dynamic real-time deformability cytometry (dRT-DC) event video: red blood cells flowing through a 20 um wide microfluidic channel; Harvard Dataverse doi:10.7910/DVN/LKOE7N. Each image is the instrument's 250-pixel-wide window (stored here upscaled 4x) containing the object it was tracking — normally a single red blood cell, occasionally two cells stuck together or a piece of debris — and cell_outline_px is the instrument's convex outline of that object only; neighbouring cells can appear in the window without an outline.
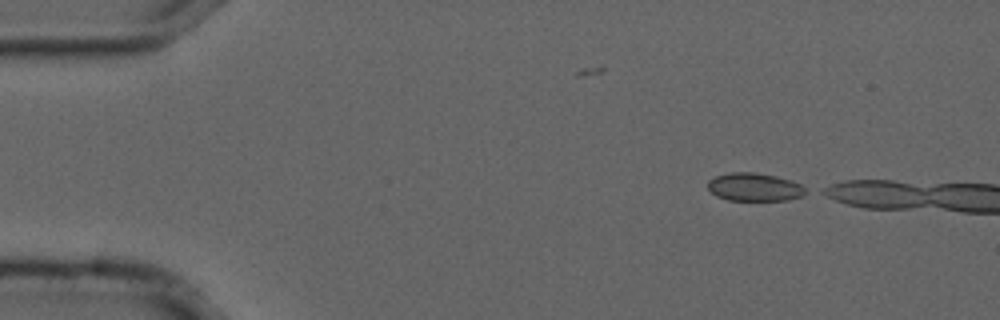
{"species": "common noctule bat (a hibernating species)", "species_latin": "Nyctalus noctula", "temperature_condition": "cold", "stored_images_in_passage": 2, "camera_frame_rate_fps": 3000, "um_per_image_px": 0.085, "animal": {"sex": "male", "forearm_length_mm": 52.5}, "frame": {"image": 1, "passage_image": 2, "time_ms": 0.333, "image_size_px": [1000, 320], "cell_outline_px": [[812, 192], [804, 196], [788, 200], [728, 200], [716, 196], [708, 188], [708, 180], [716, 176], [732, 172], [756, 172], [776, 176], [792, 180], [808, 188]], "centroid_in_image_um": [64.22, 15.9], "position_along_channel_um": 20.8, "area_um2": 16.36}}